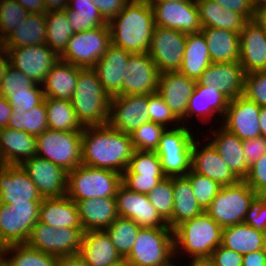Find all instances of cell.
I'll return each instance as SVG.
<instances>
[{
	"instance_id": "cell-51",
	"label": "cell",
	"mask_w": 266,
	"mask_h": 266,
	"mask_svg": "<svg viewBox=\"0 0 266 266\" xmlns=\"http://www.w3.org/2000/svg\"><path fill=\"white\" fill-rule=\"evenodd\" d=\"M148 114L150 121L168 129L182 125V122L173 114L158 92L148 95ZM169 125L172 126L169 127Z\"/></svg>"
},
{
	"instance_id": "cell-30",
	"label": "cell",
	"mask_w": 266,
	"mask_h": 266,
	"mask_svg": "<svg viewBox=\"0 0 266 266\" xmlns=\"http://www.w3.org/2000/svg\"><path fill=\"white\" fill-rule=\"evenodd\" d=\"M76 203L84 232L106 230L119 216L115 197L95 198Z\"/></svg>"
},
{
	"instance_id": "cell-7",
	"label": "cell",
	"mask_w": 266,
	"mask_h": 266,
	"mask_svg": "<svg viewBox=\"0 0 266 266\" xmlns=\"http://www.w3.org/2000/svg\"><path fill=\"white\" fill-rule=\"evenodd\" d=\"M190 124L166 129L155 151L166 177L185 176L191 170L193 141L196 138Z\"/></svg>"
},
{
	"instance_id": "cell-53",
	"label": "cell",
	"mask_w": 266,
	"mask_h": 266,
	"mask_svg": "<svg viewBox=\"0 0 266 266\" xmlns=\"http://www.w3.org/2000/svg\"><path fill=\"white\" fill-rule=\"evenodd\" d=\"M41 87L42 85L34 83L32 85V93L12 94V96L3 97L8 100L12 107V112H17L22 115L24 112L30 111L44 101V92Z\"/></svg>"
},
{
	"instance_id": "cell-64",
	"label": "cell",
	"mask_w": 266,
	"mask_h": 266,
	"mask_svg": "<svg viewBox=\"0 0 266 266\" xmlns=\"http://www.w3.org/2000/svg\"><path fill=\"white\" fill-rule=\"evenodd\" d=\"M266 253L264 249L243 255L242 266H265Z\"/></svg>"
},
{
	"instance_id": "cell-54",
	"label": "cell",
	"mask_w": 266,
	"mask_h": 266,
	"mask_svg": "<svg viewBox=\"0 0 266 266\" xmlns=\"http://www.w3.org/2000/svg\"><path fill=\"white\" fill-rule=\"evenodd\" d=\"M243 95L260 107H266V71L245 74Z\"/></svg>"
},
{
	"instance_id": "cell-21",
	"label": "cell",
	"mask_w": 266,
	"mask_h": 266,
	"mask_svg": "<svg viewBox=\"0 0 266 266\" xmlns=\"http://www.w3.org/2000/svg\"><path fill=\"white\" fill-rule=\"evenodd\" d=\"M197 138L193 141L191 154V170L209 177L223 186L237 184L241 180L227 166L225 161L217 153L214 146L207 140L201 144ZM202 145V146H201ZM202 147V148H201Z\"/></svg>"
},
{
	"instance_id": "cell-57",
	"label": "cell",
	"mask_w": 266,
	"mask_h": 266,
	"mask_svg": "<svg viewBox=\"0 0 266 266\" xmlns=\"http://www.w3.org/2000/svg\"><path fill=\"white\" fill-rule=\"evenodd\" d=\"M244 223L266 234V206L258 194L250 202Z\"/></svg>"
},
{
	"instance_id": "cell-4",
	"label": "cell",
	"mask_w": 266,
	"mask_h": 266,
	"mask_svg": "<svg viewBox=\"0 0 266 266\" xmlns=\"http://www.w3.org/2000/svg\"><path fill=\"white\" fill-rule=\"evenodd\" d=\"M71 104L80 123L85 126L108 123L110 96L92 68H83L78 75Z\"/></svg>"
},
{
	"instance_id": "cell-20",
	"label": "cell",
	"mask_w": 266,
	"mask_h": 266,
	"mask_svg": "<svg viewBox=\"0 0 266 266\" xmlns=\"http://www.w3.org/2000/svg\"><path fill=\"white\" fill-rule=\"evenodd\" d=\"M115 199L120 217L132 219L140 227H169L150 203L148 195L134 192L121 183Z\"/></svg>"
},
{
	"instance_id": "cell-77",
	"label": "cell",
	"mask_w": 266,
	"mask_h": 266,
	"mask_svg": "<svg viewBox=\"0 0 266 266\" xmlns=\"http://www.w3.org/2000/svg\"><path fill=\"white\" fill-rule=\"evenodd\" d=\"M110 266H127L126 263H117Z\"/></svg>"
},
{
	"instance_id": "cell-12",
	"label": "cell",
	"mask_w": 266,
	"mask_h": 266,
	"mask_svg": "<svg viewBox=\"0 0 266 266\" xmlns=\"http://www.w3.org/2000/svg\"><path fill=\"white\" fill-rule=\"evenodd\" d=\"M9 64L20 70L34 83L42 84L46 75L60 60L59 56L47 45L26 47H4Z\"/></svg>"
},
{
	"instance_id": "cell-14",
	"label": "cell",
	"mask_w": 266,
	"mask_h": 266,
	"mask_svg": "<svg viewBox=\"0 0 266 266\" xmlns=\"http://www.w3.org/2000/svg\"><path fill=\"white\" fill-rule=\"evenodd\" d=\"M148 121H150L148 95H116L110 97L107 123L110 127L130 135Z\"/></svg>"
},
{
	"instance_id": "cell-45",
	"label": "cell",
	"mask_w": 266,
	"mask_h": 266,
	"mask_svg": "<svg viewBox=\"0 0 266 266\" xmlns=\"http://www.w3.org/2000/svg\"><path fill=\"white\" fill-rule=\"evenodd\" d=\"M123 174L165 176L156 152L135 150Z\"/></svg>"
},
{
	"instance_id": "cell-73",
	"label": "cell",
	"mask_w": 266,
	"mask_h": 266,
	"mask_svg": "<svg viewBox=\"0 0 266 266\" xmlns=\"http://www.w3.org/2000/svg\"><path fill=\"white\" fill-rule=\"evenodd\" d=\"M255 9L266 6V0H251Z\"/></svg>"
},
{
	"instance_id": "cell-78",
	"label": "cell",
	"mask_w": 266,
	"mask_h": 266,
	"mask_svg": "<svg viewBox=\"0 0 266 266\" xmlns=\"http://www.w3.org/2000/svg\"><path fill=\"white\" fill-rule=\"evenodd\" d=\"M264 252L266 253V238H265V242H264Z\"/></svg>"
},
{
	"instance_id": "cell-9",
	"label": "cell",
	"mask_w": 266,
	"mask_h": 266,
	"mask_svg": "<svg viewBox=\"0 0 266 266\" xmlns=\"http://www.w3.org/2000/svg\"><path fill=\"white\" fill-rule=\"evenodd\" d=\"M257 194L241 180L237 184L223 186L205 212L222 228L243 223L250 202Z\"/></svg>"
},
{
	"instance_id": "cell-26",
	"label": "cell",
	"mask_w": 266,
	"mask_h": 266,
	"mask_svg": "<svg viewBox=\"0 0 266 266\" xmlns=\"http://www.w3.org/2000/svg\"><path fill=\"white\" fill-rule=\"evenodd\" d=\"M239 62L245 74L266 71V35L254 20L240 32Z\"/></svg>"
},
{
	"instance_id": "cell-6",
	"label": "cell",
	"mask_w": 266,
	"mask_h": 266,
	"mask_svg": "<svg viewBox=\"0 0 266 266\" xmlns=\"http://www.w3.org/2000/svg\"><path fill=\"white\" fill-rule=\"evenodd\" d=\"M174 258V233L169 227H141L129 254L127 266H160Z\"/></svg>"
},
{
	"instance_id": "cell-2",
	"label": "cell",
	"mask_w": 266,
	"mask_h": 266,
	"mask_svg": "<svg viewBox=\"0 0 266 266\" xmlns=\"http://www.w3.org/2000/svg\"><path fill=\"white\" fill-rule=\"evenodd\" d=\"M108 26L111 44L132 54L148 53L155 27L152 6L147 0H130Z\"/></svg>"
},
{
	"instance_id": "cell-29",
	"label": "cell",
	"mask_w": 266,
	"mask_h": 266,
	"mask_svg": "<svg viewBox=\"0 0 266 266\" xmlns=\"http://www.w3.org/2000/svg\"><path fill=\"white\" fill-rule=\"evenodd\" d=\"M79 253L88 266L125 263L105 230L84 232Z\"/></svg>"
},
{
	"instance_id": "cell-62",
	"label": "cell",
	"mask_w": 266,
	"mask_h": 266,
	"mask_svg": "<svg viewBox=\"0 0 266 266\" xmlns=\"http://www.w3.org/2000/svg\"><path fill=\"white\" fill-rule=\"evenodd\" d=\"M221 29L240 33L248 20L240 13L222 7Z\"/></svg>"
},
{
	"instance_id": "cell-19",
	"label": "cell",
	"mask_w": 266,
	"mask_h": 266,
	"mask_svg": "<svg viewBox=\"0 0 266 266\" xmlns=\"http://www.w3.org/2000/svg\"><path fill=\"white\" fill-rule=\"evenodd\" d=\"M42 199L21 165L0 164V203H41Z\"/></svg>"
},
{
	"instance_id": "cell-17",
	"label": "cell",
	"mask_w": 266,
	"mask_h": 266,
	"mask_svg": "<svg viewBox=\"0 0 266 266\" xmlns=\"http://www.w3.org/2000/svg\"><path fill=\"white\" fill-rule=\"evenodd\" d=\"M42 198L62 197L67 191V172L55 163L37 155L21 164Z\"/></svg>"
},
{
	"instance_id": "cell-16",
	"label": "cell",
	"mask_w": 266,
	"mask_h": 266,
	"mask_svg": "<svg viewBox=\"0 0 266 266\" xmlns=\"http://www.w3.org/2000/svg\"><path fill=\"white\" fill-rule=\"evenodd\" d=\"M261 107L246 96L241 95L229 100L226 113L220 125L242 140L261 136L259 115Z\"/></svg>"
},
{
	"instance_id": "cell-10",
	"label": "cell",
	"mask_w": 266,
	"mask_h": 266,
	"mask_svg": "<svg viewBox=\"0 0 266 266\" xmlns=\"http://www.w3.org/2000/svg\"><path fill=\"white\" fill-rule=\"evenodd\" d=\"M111 44L108 24L74 33L60 60L82 68H92Z\"/></svg>"
},
{
	"instance_id": "cell-49",
	"label": "cell",
	"mask_w": 266,
	"mask_h": 266,
	"mask_svg": "<svg viewBox=\"0 0 266 266\" xmlns=\"http://www.w3.org/2000/svg\"><path fill=\"white\" fill-rule=\"evenodd\" d=\"M82 228H56L55 229V257L77 254L80 251L83 238Z\"/></svg>"
},
{
	"instance_id": "cell-28",
	"label": "cell",
	"mask_w": 266,
	"mask_h": 266,
	"mask_svg": "<svg viewBox=\"0 0 266 266\" xmlns=\"http://www.w3.org/2000/svg\"><path fill=\"white\" fill-rule=\"evenodd\" d=\"M36 155V136L25 131L0 128V164L21 165Z\"/></svg>"
},
{
	"instance_id": "cell-72",
	"label": "cell",
	"mask_w": 266,
	"mask_h": 266,
	"mask_svg": "<svg viewBox=\"0 0 266 266\" xmlns=\"http://www.w3.org/2000/svg\"><path fill=\"white\" fill-rule=\"evenodd\" d=\"M261 136L266 137V107H261L259 115Z\"/></svg>"
},
{
	"instance_id": "cell-75",
	"label": "cell",
	"mask_w": 266,
	"mask_h": 266,
	"mask_svg": "<svg viewBox=\"0 0 266 266\" xmlns=\"http://www.w3.org/2000/svg\"><path fill=\"white\" fill-rule=\"evenodd\" d=\"M258 195L264 201V205L266 206V189L262 190Z\"/></svg>"
},
{
	"instance_id": "cell-60",
	"label": "cell",
	"mask_w": 266,
	"mask_h": 266,
	"mask_svg": "<svg viewBox=\"0 0 266 266\" xmlns=\"http://www.w3.org/2000/svg\"><path fill=\"white\" fill-rule=\"evenodd\" d=\"M243 151L247 164L251 166L261 156L266 154V137L243 140Z\"/></svg>"
},
{
	"instance_id": "cell-44",
	"label": "cell",
	"mask_w": 266,
	"mask_h": 266,
	"mask_svg": "<svg viewBox=\"0 0 266 266\" xmlns=\"http://www.w3.org/2000/svg\"><path fill=\"white\" fill-rule=\"evenodd\" d=\"M147 195L150 203L167 223L172 218L174 205L172 177H165Z\"/></svg>"
},
{
	"instance_id": "cell-32",
	"label": "cell",
	"mask_w": 266,
	"mask_h": 266,
	"mask_svg": "<svg viewBox=\"0 0 266 266\" xmlns=\"http://www.w3.org/2000/svg\"><path fill=\"white\" fill-rule=\"evenodd\" d=\"M82 67L59 60L41 84L44 97L70 101Z\"/></svg>"
},
{
	"instance_id": "cell-74",
	"label": "cell",
	"mask_w": 266,
	"mask_h": 266,
	"mask_svg": "<svg viewBox=\"0 0 266 266\" xmlns=\"http://www.w3.org/2000/svg\"><path fill=\"white\" fill-rule=\"evenodd\" d=\"M175 259H180V258L174 256V259L171 258L167 263H165V264H163V265H160V266H184V265H181V263H180V265H177V264H179V263H178L177 261H175ZM174 262H175V263H174ZM176 262H177V263H176Z\"/></svg>"
},
{
	"instance_id": "cell-11",
	"label": "cell",
	"mask_w": 266,
	"mask_h": 266,
	"mask_svg": "<svg viewBox=\"0 0 266 266\" xmlns=\"http://www.w3.org/2000/svg\"><path fill=\"white\" fill-rule=\"evenodd\" d=\"M41 203H0V249L26 243L32 227L39 220Z\"/></svg>"
},
{
	"instance_id": "cell-58",
	"label": "cell",
	"mask_w": 266,
	"mask_h": 266,
	"mask_svg": "<svg viewBox=\"0 0 266 266\" xmlns=\"http://www.w3.org/2000/svg\"><path fill=\"white\" fill-rule=\"evenodd\" d=\"M256 194L266 189V154L249 167L243 180Z\"/></svg>"
},
{
	"instance_id": "cell-39",
	"label": "cell",
	"mask_w": 266,
	"mask_h": 266,
	"mask_svg": "<svg viewBox=\"0 0 266 266\" xmlns=\"http://www.w3.org/2000/svg\"><path fill=\"white\" fill-rule=\"evenodd\" d=\"M45 106L48 128L63 132H82L84 129L71 101L45 97Z\"/></svg>"
},
{
	"instance_id": "cell-1",
	"label": "cell",
	"mask_w": 266,
	"mask_h": 266,
	"mask_svg": "<svg viewBox=\"0 0 266 266\" xmlns=\"http://www.w3.org/2000/svg\"><path fill=\"white\" fill-rule=\"evenodd\" d=\"M134 151L131 136L108 124L82 130V165L123 174Z\"/></svg>"
},
{
	"instance_id": "cell-59",
	"label": "cell",
	"mask_w": 266,
	"mask_h": 266,
	"mask_svg": "<svg viewBox=\"0 0 266 266\" xmlns=\"http://www.w3.org/2000/svg\"><path fill=\"white\" fill-rule=\"evenodd\" d=\"M214 266H242L243 255L219 245L210 257Z\"/></svg>"
},
{
	"instance_id": "cell-31",
	"label": "cell",
	"mask_w": 266,
	"mask_h": 266,
	"mask_svg": "<svg viewBox=\"0 0 266 266\" xmlns=\"http://www.w3.org/2000/svg\"><path fill=\"white\" fill-rule=\"evenodd\" d=\"M39 222L53 228H82L76 203L67 195L43 198L39 208Z\"/></svg>"
},
{
	"instance_id": "cell-40",
	"label": "cell",
	"mask_w": 266,
	"mask_h": 266,
	"mask_svg": "<svg viewBox=\"0 0 266 266\" xmlns=\"http://www.w3.org/2000/svg\"><path fill=\"white\" fill-rule=\"evenodd\" d=\"M64 10L74 33L108 24L91 0H68Z\"/></svg>"
},
{
	"instance_id": "cell-41",
	"label": "cell",
	"mask_w": 266,
	"mask_h": 266,
	"mask_svg": "<svg viewBox=\"0 0 266 266\" xmlns=\"http://www.w3.org/2000/svg\"><path fill=\"white\" fill-rule=\"evenodd\" d=\"M45 17L46 44L60 56L74 34L73 29L64 9L47 11Z\"/></svg>"
},
{
	"instance_id": "cell-67",
	"label": "cell",
	"mask_w": 266,
	"mask_h": 266,
	"mask_svg": "<svg viewBox=\"0 0 266 266\" xmlns=\"http://www.w3.org/2000/svg\"><path fill=\"white\" fill-rule=\"evenodd\" d=\"M29 13H46L43 0H15Z\"/></svg>"
},
{
	"instance_id": "cell-76",
	"label": "cell",
	"mask_w": 266,
	"mask_h": 266,
	"mask_svg": "<svg viewBox=\"0 0 266 266\" xmlns=\"http://www.w3.org/2000/svg\"><path fill=\"white\" fill-rule=\"evenodd\" d=\"M167 1H183V0H147L148 3H160V2H167Z\"/></svg>"
},
{
	"instance_id": "cell-48",
	"label": "cell",
	"mask_w": 266,
	"mask_h": 266,
	"mask_svg": "<svg viewBox=\"0 0 266 266\" xmlns=\"http://www.w3.org/2000/svg\"><path fill=\"white\" fill-rule=\"evenodd\" d=\"M29 12L15 0H2L0 6V40L3 41L26 18Z\"/></svg>"
},
{
	"instance_id": "cell-18",
	"label": "cell",
	"mask_w": 266,
	"mask_h": 266,
	"mask_svg": "<svg viewBox=\"0 0 266 266\" xmlns=\"http://www.w3.org/2000/svg\"><path fill=\"white\" fill-rule=\"evenodd\" d=\"M122 82V95H149L157 92L159 70L148 53L130 55Z\"/></svg>"
},
{
	"instance_id": "cell-43",
	"label": "cell",
	"mask_w": 266,
	"mask_h": 266,
	"mask_svg": "<svg viewBox=\"0 0 266 266\" xmlns=\"http://www.w3.org/2000/svg\"><path fill=\"white\" fill-rule=\"evenodd\" d=\"M11 129L25 131L28 134L38 136L48 129L45 98L38 106L20 115L12 112L8 126Z\"/></svg>"
},
{
	"instance_id": "cell-33",
	"label": "cell",
	"mask_w": 266,
	"mask_h": 266,
	"mask_svg": "<svg viewBox=\"0 0 266 266\" xmlns=\"http://www.w3.org/2000/svg\"><path fill=\"white\" fill-rule=\"evenodd\" d=\"M172 187L174 205L172 218L167 225L174 230L178 225L200 215L204 210L198 204L191 184L185 176L172 177Z\"/></svg>"
},
{
	"instance_id": "cell-3",
	"label": "cell",
	"mask_w": 266,
	"mask_h": 266,
	"mask_svg": "<svg viewBox=\"0 0 266 266\" xmlns=\"http://www.w3.org/2000/svg\"><path fill=\"white\" fill-rule=\"evenodd\" d=\"M223 228L205 211L174 230V256L209 258L221 245ZM182 253V254H181Z\"/></svg>"
},
{
	"instance_id": "cell-66",
	"label": "cell",
	"mask_w": 266,
	"mask_h": 266,
	"mask_svg": "<svg viewBox=\"0 0 266 266\" xmlns=\"http://www.w3.org/2000/svg\"><path fill=\"white\" fill-rule=\"evenodd\" d=\"M57 266H88L80 253L62 256L58 258Z\"/></svg>"
},
{
	"instance_id": "cell-65",
	"label": "cell",
	"mask_w": 266,
	"mask_h": 266,
	"mask_svg": "<svg viewBox=\"0 0 266 266\" xmlns=\"http://www.w3.org/2000/svg\"><path fill=\"white\" fill-rule=\"evenodd\" d=\"M11 115L12 107L8 100L0 94V128L8 126Z\"/></svg>"
},
{
	"instance_id": "cell-34",
	"label": "cell",
	"mask_w": 266,
	"mask_h": 266,
	"mask_svg": "<svg viewBox=\"0 0 266 266\" xmlns=\"http://www.w3.org/2000/svg\"><path fill=\"white\" fill-rule=\"evenodd\" d=\"M206 40L212 62L239 61L240 33L207 27L200 31Z\"/></svg>"
},
{
	"instance_id": "cell-24",
	"label": "cell",
	"mask_w": 266,
	"mask_h": 266,
	"mask_svg": "<svg viewBox=\"0 0 266 266\" xmlns=\"http://www.w3.org/2000/svg\"><path fill=\"white\" fill-rule=\"evenodd\" d=\"M132 53L110 44L103 57L92 67L104 91L110 96L122 95V82L126 65Z\"/></svg>"
},
{
	"instance_id": "cell-36",
	"label": "cell",
	"mask_w": 266,
	"mask_h": 266,
	"mask_svg": "<svg viewBox=\"0 0 266 266\" xmlns=\"http://www.w3.org/2000/svg\"><path fill=\"white\" fill-rule=\"evenodd\" d=\"M46 44L45 13H29L3 41V47H26Z\"/></svg>"
},
{
	"instance_id": "cell-22",
	"label": "cell",
	"mask_w": 266,
	"mask_h": 266,
	"mask_svg": "<svg viewBox=\"0 0 266 266\" xmlns=\"http://www.w3.org/2000/svg\"><path fill=\"white\" fill-rule=\"evenodd\" d=\"M217 88L229 100L244 93L245 72L239 61L212 62L197 81Z\"/></svg>"
},
{
	"instance_id": "cell-68",
	"label": "cell",
	"mask_w": 266,
	"mask_h": 266,
	"mask_svg": "<svg viewBox=\"0 0 266 266\" xmlns=\"http://www.w3.org/2000/svg\"><path fill=\"white\" fill-rule=\"evenodd\" d=\"M45 10H63L67 7L68 0H43Z\"/></svg>"
},
{
	"instance_id": "cell-61",
	"label": "cell",
	"mask_w": 266,
	"mask_h": 266,
	"mask_svg": "<svg viewBox=\"0 0 266 266\" xmlns=\"http://www.w3.org/2000/svg\"><path fill=\"white\" fill-rule=\"evenodd\" d=\"M98 8L103 18L109 22L115 18L130 0H91Z\"/></svg>"
},
{
	"instance_id": "cell-55",
	"label": "cell",
	"mask_w": 266,
	"mask_h": 266,
	"mask_svg": "<svg viewBox=\"0 0 266 266\" xmlns=\"http://www.w3.org/2000/svg\"><path fill=\"white\" fill-rule=\"evenodd\" d=\"M202 28H221L222 7L211 0H195Z\"/></svg>"
},
{
	"instance_id": "cell-23",
	"label": "cell",
	"mask_w": 266,
	"mask_h": 266,
	"mask_svg": "<svg viewBox=\"0 0 266 266\" xmlns=\"http://www.w3.org/2000/svg\"><path fill=\"white\" fill-rule=\"evenodd\" d=\"M197 81L179 71L164 72L159 75L158 94L164 99L173 114L186 124V110ZM185 122V123H184Z\"/></svg>"
},
{
	"instance_id": "cell-15",
	"label": "cell",
	"mask_w": 266,
	"mask_h": 266,
	"mask_svg": "<svg viewBox=\"0 0 266 266\" xmlns=\"http://www.w3.org/2000/svg\"><path fill=\"white\" fill-rule=\"evenodd\" d=\"M149 4L152 6L157 26L182 31L185 34L198 33L202 29L195 0Z\"/></svg>"
},
{
	"instance_id": "cell-8",
	"label": "cell",
	"mask_w": 266,
	"mask_h": 266,
	"mask_svg": "<svg viewBox=\"0 0 266 266\" xmlns=\"http://www.w3.org/2000/svg\"><path fill=\"white\" fill-rule=\"evenodd\" d=\"M36 155L62 167L66 172L81 165L82 132L48 128L36 136Z\"/></svg>"
},
{
	"instance_id": "cell-38",
	"label": "cell",
	"mask_w": 266,
	"mask_h": 266,
	"mask_svg": "<svg viewBox=\"0 0 266 266\" xmlns=\"http://www.w3.org/2000/svg\"><path fill=\"white\" fill-rule=\"evenodd\" d=\"M57 265V257L31 248L26 243L8 245L0 249V266Z\"/></svg>"
},
{
	"instance_id": "cell-50",
	"label": "cell",
	"mask_w": 266,
	"mask_h": 266,
	"mask_svg": "<svg viewBox=\"0 0 266 266\" xmlns=\"http://www.w3.org/2000/svg\"><path fill=\"white\" fill-rule=\"evenodd\" d=\"M33 84L30 78L8 63L2 75L0 94L12 96V94L32 93Z\"/></svg>"
},
{
	"instance_id": "cell-37",
	"label": "cell",
	"mask_w": 266,
	"mask_h": 266,
	"mask_svg": "<svg viewBox=\"0 0 266 266\" xmlns=\"http://www.w3.org/2000/svg\"><path fill=\"white\" fill-rule=\"evenodd\" d=\"M266 234L246 223L224 227L221 245L242 255L264 249Z\"/></svg>"
},
{
	"instance_id": "cell-69",
	"label": "cell",
	"mask_w": 266,
	"mask_h": 266,
	"mask_svg": "<svg viewBox=\"0 0 266 266\" xmlns=\"http://www.w3.org/2000/svg\"><path fill=\"white\" fill-rule=\"evenodd\" d=\"M253 20L262 28L266 35V6L255 9Z\"/></svg>"
},
{
	"instance_id": "cell-47",
	"label": "cell",
	"mask_w": 266,
	"mask_h": 266,
	"mask_svg": "<svg viewBox=\"0 0 266 266\" xmlns=\"http://www.w3.org/2000/svg\"><path fill=\"white\" fill-rule=\"evenodd\" d=\"M166 129L152 121L145 122L130 134L134 149L155 152Z\"/></svg>"
},
{
	"instance_id": "cell-70",
	"label": "cell",
	"mask_w": 266,
	"mask_h": 266,
	"mask_svg": "<svg viewBox=\"0 0 266 266\" xmlns=\"http://www.w3.org/2000/svg\"><path fill=\"white\" fill-rule=\"evenodd\" d=\"M8 63H9V58H8L7 52L2 46L0 48V87H1V82H2V75L4 74V70L6 66L8 65Z\"/></svg>"
},
{
	"instance_id": "cell-52",
	"label": "cell",
	"mask_w": 266,
	"mask_h": 266,
	"mask_svg": "<svg viewBox=\"0 0 266 266\" xmlns=\"http://www.w3.org/2000/svg\"><path fill=\"white\" fill-rule=\"evenodd\" d=\"M26 244L36 250L55 256V228L37 221Z\"/></svg>"
},
{
	"instance_id": "cell-63",
	"label": "cell",
	"mask_w": 266,
	"mask_h": 266,
	"mask_svg": "<svg viewBox=\"0 0 266 266\" xmlns=\"http://www.w3.org/2000/svg\"><path fill=\"white\" fill-rule=\"evenodd\" d=\"M231 11L242 14L248 21L254 19L255 8L251 0H211Z\"/></svg>"
},
{
	"instance_id": "cell-13",
	"label": "cell",
	"mask_w": 266,
	"mask_h": 266,
	"mask_svg": "<svg viewBox=\"0 0 266 266\" xmlns=\"http://www.w3.org/2000/svg\"><path fill=\"white\" fill-rule=\"evenodd\" d=\"M187 34L155 25L148 54L159 73L179 71L184 56Z\"/></svg>"
},
{
	"instance_id": "cell-27",
	"label": "cell",
	"mask_w": 266,
	"mask_h": 266,
	"mask_svg": "<svg viewBox=\"0 0 266 266\" xmlns=\"http://www.w3.org/2000/svg\"><path fill=\"white\" fill-rule=\"evenodd\" d=\"M211 132L212 134H209L210 137L207 136L205 139L210 141L233 173L240 180H244L250 166L247 164L244 156L243 140L232 132H229L222 125H219V128L215 130L211 128Z\"/></svg>"
},
{
	"instance_id": "cell-5",
	"label": "cell",
	"mask_w": 266,
	"mask_h": 266,
	"mask_svg": "<svg viewBox=\"0 0 266 266\" xmlns=\"http://www.w3.org/2000/svg\"><path fill=\"white\" fill-rule=\"evenodd\" d=\"M121 183L118 172L81 164L67 172L66 195L73 201L115 197Z\"/></svg>"
},
{
	"instance_id": "cell-42",
	"label": "cell",
	"mask_w": 266,
	"mask_h": 266,
	"mask_svg": "<svg viewBox=\"0 0 266 266\" xmlns=\"http://www.w3.org/2000/svg\"><path fill=\"white\" fill-rule=\"evenodd\" d=\"M140 228L134 220L118 216L105 230L123 259L134 245Z\"/></svg>"
},
{
	"instance_id": "cell-35",
	"label": "cell",
	"mask_w": 266,
	"mask_h": 266,
	"mask_svg": "<svg viewBox=\"0 0 266 266\" xmlns=\"http://www.w3.org/2000/svg\"><path fill=\"white\" fill-rule=\"evenodd\" d=\"M211 63L204 35L201 32L187 34L183 62L179 72L198 81Z\"/></svg>"
},
{
	"instance_id": "cell-56",
	"label": "cell",
	"mask_w": 266,
	"mask_h": 266,
	"mask_svg": "<svg viewBox=\"0 0 266 266\" xmlns=\"http://www.w3.org/2000/svg\"><path fill=\"white\" fill-rule=\"evenodd\" d=\"M166 176L122 174V183L130 190L141 194H148Z\"/></svg>"
},
{
	"instance_id": "cell-71",
	"label": "cell",
	"mask_w": 266,
	"mask_h": 266,
	"mask_svg": "<svg viewBox=\"0 0 266 266\" xmlns=\"http://www.w3.org/2000/svg\"><path fill=\"white\" fill-rule=\"evenodd\" d=\"M190 262L186 266H214L213 260L209 258H192L189 259Z\"/></svg>"
},
{
	"instance_id": "cell-46",
	"label": "cell",
	"mask_w": 266,
	"mask_h": 266,
	"mask_svg": "<svg viewBox=\"0 0 266 266\" xmlns=\"http://www.w3.org/2000/svg\"><path fill=\"white\" fill-rule=\"evenodd\" d=\"M185 177L189 180L195 198L200 207L205 211L222 186L207 176L190 170Z\"/></svg>"
},
{
	"instance_id": "cell-25",
	"label": "cell",
	"mask_w": 266,
	"mask_h": 266,
	"mask_svg": "<svg viewBox=\"0 0 266 266\" xmlns=\"http://www.w3.org/2000/svg\"><path fill=\"white\" fill-rule=\"evenodd\" d=\"M229 99L225 97L217 88L213 86H203L196 83L195 89L189 98L186 110V123L192 117L197 116V120L202 123L222 119L226 113ZM196 114V115H195ZM218 114V115H217ZM217 116V117H216ZM215 117V118H214Z\"/></svg>"
}]
</instances>
